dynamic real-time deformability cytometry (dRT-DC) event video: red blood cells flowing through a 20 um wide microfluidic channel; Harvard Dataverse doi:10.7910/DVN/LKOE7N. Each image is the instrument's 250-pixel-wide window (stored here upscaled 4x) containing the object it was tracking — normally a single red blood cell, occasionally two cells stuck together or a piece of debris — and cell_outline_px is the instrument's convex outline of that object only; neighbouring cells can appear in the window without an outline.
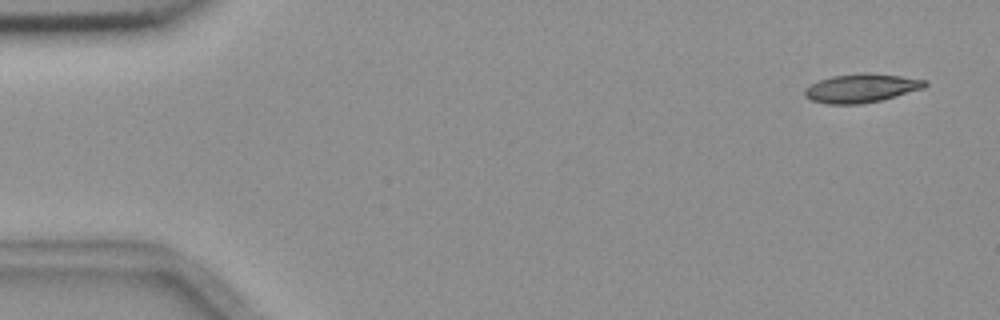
{"species": "common noctule bat (a hibernating species)", "species_latin": "Nyctalus noctula", "temperature_condition": "room temperature", "stored_images_in_passage": 5, "camera_frame_rate_fps": 3000, "um_per_image_px": 0.085, "animal": {"sex": "female", "body_mass_g": 18.4}, "frame": {"image": 1, "passage_image": 1, "time_ms": 0.0, "image_size_px": [1000, 320], "cell_outline_px": [[928, 84], [924, 88], [896, 96], [880, 100], [860, 104], [828, 104], [812, 100], [804, 96], [804, 88], [820, 80], [832, 76], [860, 72], [868, 72], [900, 76], [928, 80]], "centroid_in_image_um": [73.22, 7.48], "position_along_channel_um": 11.8, "area_um2": 20.17}}